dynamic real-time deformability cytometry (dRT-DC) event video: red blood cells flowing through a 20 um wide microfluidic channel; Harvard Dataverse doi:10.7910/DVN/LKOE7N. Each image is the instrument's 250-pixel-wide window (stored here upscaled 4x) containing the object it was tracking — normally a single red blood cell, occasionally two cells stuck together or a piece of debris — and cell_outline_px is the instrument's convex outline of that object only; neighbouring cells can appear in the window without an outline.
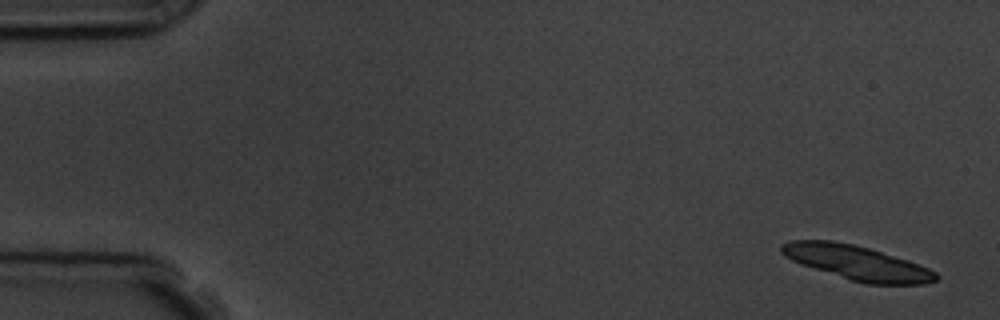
{"species": "common noctule bat (a hibernating species)", "species_latin": "Nyctalus noctula", "temperature_condition": "room temperature", "stored_images_in_passage": 5, "camera_frame_rate_fps": 3000, "um_per_image_px": 0.085, "animal": {"sex": "male", "body_mass_g": 19.5, "forearm_length_mm": 54.6}, "frame": {"image": 1, "passage_image": 1, "time_ms": 0.0, "image_size_px": [1000, 320], "cell_outline_px": [[940, 276], [936, 280], [924, 284], [868, 284], [852, 280], [792, 260], [784, 256], [780, 252], [780, 244], [792, 240], [832, 240], [852, 244], [868, 248], [908, 260], [920, 264], [936, 272]], "centroid_in_image_um": [72.86, 22.32], "position_along_channel_um": 12.1, "area_um2": 30.52}}